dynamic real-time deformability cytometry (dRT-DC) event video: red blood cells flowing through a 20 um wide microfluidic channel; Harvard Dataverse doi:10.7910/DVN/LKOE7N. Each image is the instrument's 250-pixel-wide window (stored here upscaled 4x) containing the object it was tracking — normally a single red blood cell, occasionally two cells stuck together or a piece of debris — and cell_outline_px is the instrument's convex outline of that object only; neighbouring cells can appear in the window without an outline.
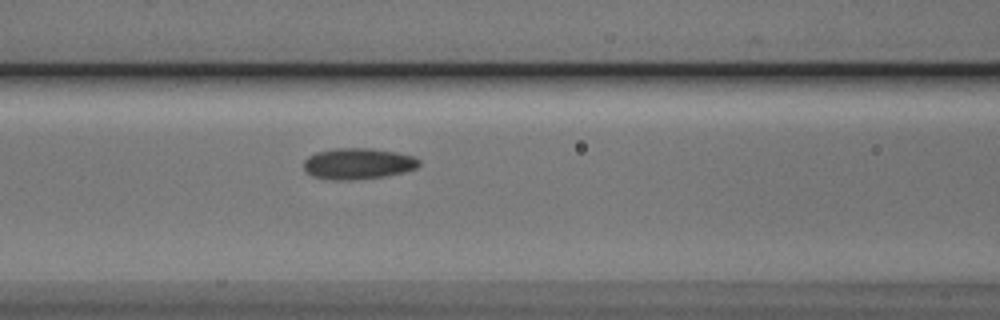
{"species": "Egyptian fruit bat (a non-hibernating species)", "species_latin": "Rousettus aegyptiacus", "temperature_condition": "cold", "stored_images_in_passage": 38, "camera_frame_rate_fps": 3000, "um_per_image_px": 0.085, "animal": {"sex": "male"}, "frame": {"image": 1, "passage_image": 7, "time_ms": 2.0, "image_size_px": [1000, 320], "cell_outline_px": [[420, 164], [416, 168], [404, 172], [384, 176], [352, 180], [332, 180], [312, 176], [304, 168], [304, 160], [308, 156], [316, 152], [336, 148], [372, 148], [396, 152], [412, 156], [420, 160]], "centroid_in_image_um": [30.42, 13.91], "position_along_channel_um": 136.2, "area_um2": 20.92}}
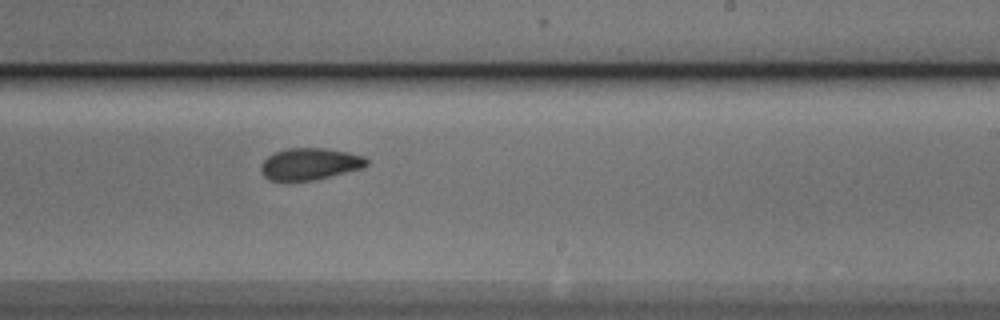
{"frame": {"image": 2, "passage_image": 17, "time_ms": 5.333, "image_size_px": [1000, 320], "cell_outline_px": [[368, 164], [364, 168], [312, 180], [268, 180], [260, 172], [260, 164], [268, 156], [276, 152], [288, 148], [324, 148], [348, 152], [364, 156], [368, 160]], "centroid_in_image_um": [26.34, 13.93], "position_along_channel_um": 262.7, "area_um2": 19.54}}
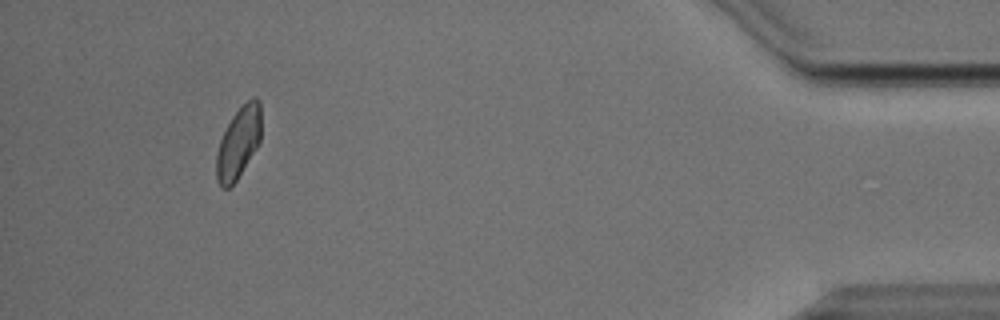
{"frame": {"image": 3, "passage_image": 34, "time_ms": 11.0, "image_size_px": [1000, 320], "cell_outline_px": [[260, 140], [256, 148], [236, 180], [228, 188], [224, 188], [220, 184], [216, 176], [216, 152], [220, 140], [232, 116], [248, 100], [256, 96], [260, 100]], "centroid_in_image_um": [20.26, 12.11], "position_along_channel_um": 414.9, "area_um2": 18.21}, "authors_computed_cell_mechanics": {"area_um2": 19.8832, "velocity_mm_per_s": 3.8046, "shape_relaxation_time_tau1_ms": 7.3265, "shape_relaxation_time_tau2_ms": 1.995, "deformation_change_tau1": 0.1293, "deformation_change_tau2": 0.0665}}